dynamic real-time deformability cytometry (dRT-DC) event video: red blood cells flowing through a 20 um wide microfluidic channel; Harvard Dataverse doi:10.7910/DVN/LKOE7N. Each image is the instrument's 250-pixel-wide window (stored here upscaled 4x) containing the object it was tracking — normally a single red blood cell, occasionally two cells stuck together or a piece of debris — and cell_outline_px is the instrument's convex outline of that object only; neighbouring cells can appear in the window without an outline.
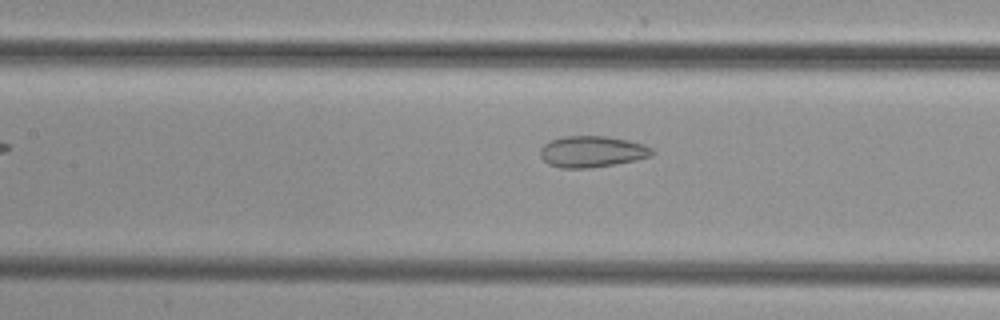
{"species": "common noctule bat (a hibernating species)", "species_latin": "Nyctalus noctula", "temperature_condition": "cold", "stored_images_in_passage": 35, "camera_frame_rate_fps": 3000, "um_per_image_px": 0.085, "animal": {"sex": "female", "body_mass_g": 29.2, "forearm_length_mm": 56.3}, "frame": {"image": 1, "passage_image": 8, "time_ms": 2.333, "image_size_px": [1000, 320], "cell_outline_px": [[656, 152], [652, 156], [636, 160], [592, 168], [560, 168], [548, 164], [540, 156], [540, 148], [544, 144], [552, 140], [564, 136], [608, 136], [628, 140], [644, 144], [652, 148]], "centroid_in_image_um": [50.35, 12.89], "position_along_channel_um": 157.1, "area_um2": 20.58}}
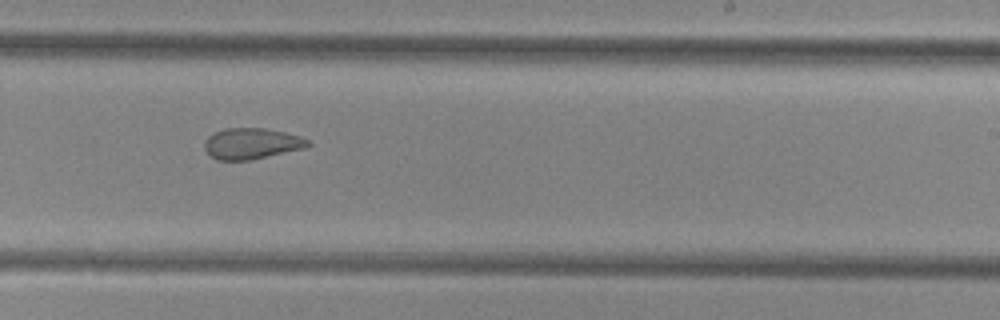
{"frame": {"image": 2, "passage_image": 16, "time_ms": 5.0, "image_size_px": [1000, 320], "cell_outline_px": [[312, 144], [304, 148], [252, 160], [216, 160], [204, 148], [204, 144], [208, 136], [224, 128], [268, 128], [300, 136], [308, 140]], "centroid_in_image_um": [21.4, 12.2], "position_along_channel_um": 267.6, "area_um2": 18.67}}
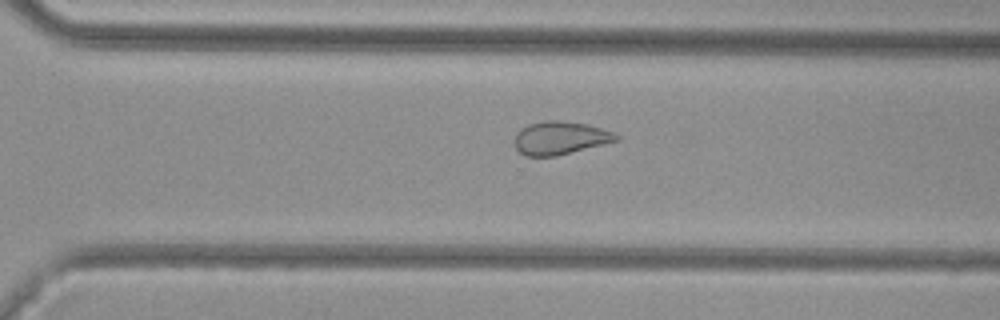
{"frame": {"image": 3, "passage_image": 20, "time_ms": 6.333, "image_size_px": [1000, 320], "cell_outline_px": [[620, 140], [556, 156], [524, 156], [516, 148], [512, 140], [516, 132], [520, 128], [528, 124], [544, 120], [560, 120], [588, 124], [616, 132], [620, 136]], "centroid_in_image_um": [47.6, 11.71], "position_along_channel_um": 323.0, "area_um2": 20.06}}